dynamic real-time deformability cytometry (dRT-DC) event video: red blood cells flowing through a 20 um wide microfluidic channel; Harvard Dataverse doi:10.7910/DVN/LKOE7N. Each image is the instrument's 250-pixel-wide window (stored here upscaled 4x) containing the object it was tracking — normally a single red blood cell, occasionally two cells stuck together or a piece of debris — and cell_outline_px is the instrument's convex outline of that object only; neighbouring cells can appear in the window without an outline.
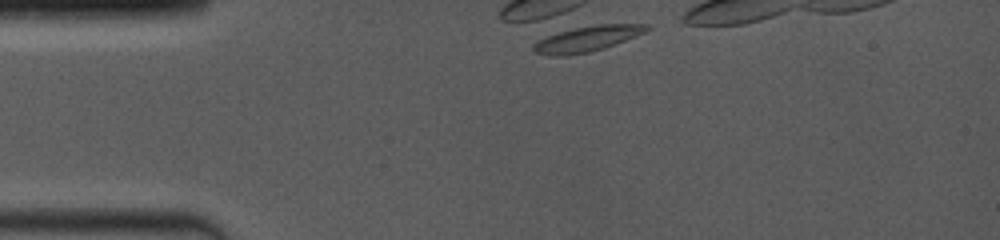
{"species": "common noctule bat (a hibernating species)", "species_latin": "Nyctalus noctula", "temperature_condition": "room temperature", "stored_images_in_passage": 1, "camera_frame_rate_fps": 4000, "um_per_image_px": 0.085, "animal": {"sex": "female", "body_mass_g": 19.0, "forearm_length_mm": 53.3}, "frame": {"image": 1, "passage_image": 1, "time_ms": 0.0, "image_size_px": [1000, 240], "cell_outline_px": [[652, 28], [648, 32], [604, 48], [588, 52], [568, 56], [548, 56], [536, 52], [532, 48], [532, 44], [548, 36], [572, 28], [596, 24], [648, 24]], "centroid_in_image_um": [49.96, 3.3], "position_along_channel_um": 35.0, "area_um2": 16.94}}